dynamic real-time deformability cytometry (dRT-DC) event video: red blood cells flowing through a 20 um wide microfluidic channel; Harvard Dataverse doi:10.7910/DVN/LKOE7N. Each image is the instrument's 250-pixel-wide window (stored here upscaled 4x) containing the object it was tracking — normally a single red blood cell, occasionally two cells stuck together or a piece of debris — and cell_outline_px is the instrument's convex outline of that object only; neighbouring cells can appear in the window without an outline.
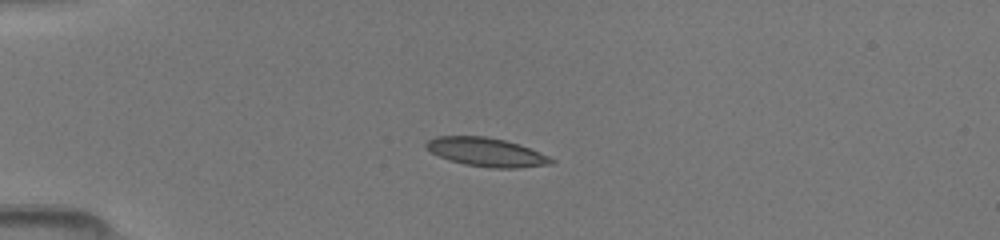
{"species": "common noctule bat (a hibernating species)", "species_latin": "Nyctalus noctula", "temperature_condition": "room temperature", "stored_images_in_passage": 9, "camera_frame_rate_fps": 3000, "um_per_image_px": 0.085, "animal": {"sex": "female", "body_mass_g": 19.5, "forearm_length_mm": 54.1}, "frame": {"image": 1, "passage_image": 6, "time_ms": 3.333, "image_size_px": [1000, 240], "cell_outline_px": [[556, 160], [552, 164], [520, 168], [492, 168], [464, 164], [448, 160], [432, 152], [424, 144], [428, 140], [436, 136], [484, 136], [504, 140], [520, 144], [540, 152]], "centroid_in_image_um": [41.37, 12.93], "position_along_channel_um": 43.6, "area_um2": 20.92}}
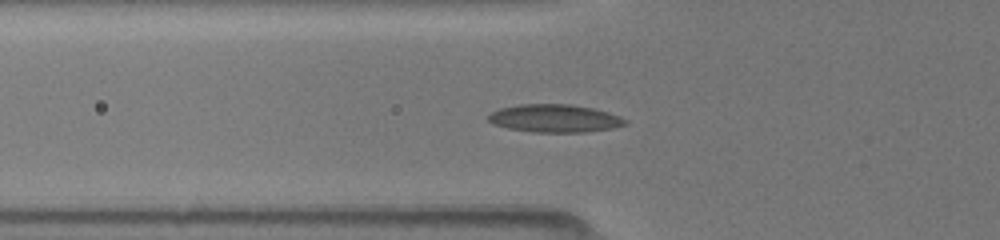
{"frame": {"image": 2, "passage_image": 8, "time_ms": 5.0, "image_size_px": [1000, 240], "cell_outline_px": [[628, 124], [612, 128], [584, 132], [532, 132], [508, 128], [492, 124], [488, 120], [488, 116], [492, 112], [500, 108], [520, 104], [572, 104], [592, 108], [608, 112], [620, 116], [628, 120]], "centroid_in_image_um": [47.16, 10.06], "position_along_channel_um": 78.6, "area_um2": 22.31}}